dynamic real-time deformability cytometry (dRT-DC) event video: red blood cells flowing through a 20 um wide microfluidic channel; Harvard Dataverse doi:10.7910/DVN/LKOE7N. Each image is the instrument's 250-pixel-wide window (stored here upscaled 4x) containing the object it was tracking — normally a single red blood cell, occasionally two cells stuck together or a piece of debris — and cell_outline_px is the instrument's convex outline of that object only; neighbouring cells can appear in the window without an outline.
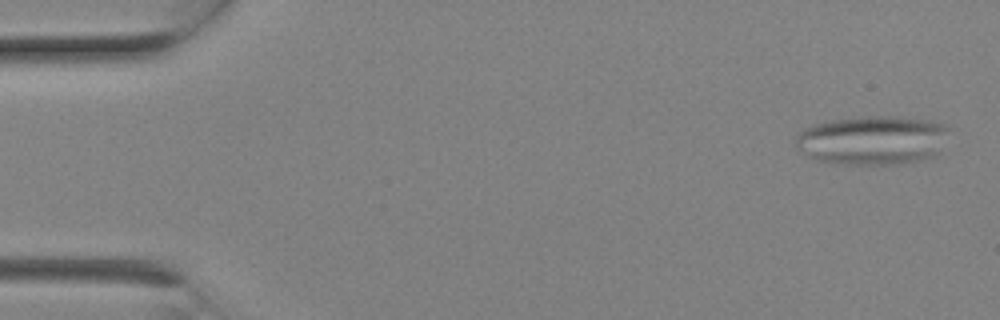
{"species": "Egyptian fruit bat (a non-hibernating species)", "species_latin": "Rousettus aegyptiacus", "temperature_condition": "room temperature", "stored_images_in_passage": 9, "camera_frame_rate_fps": 3000, "um_per_image_px": 0.085, "animal": {"sex": "female"}, "frame": {"image": 1, "passage_image": 1, "time_ms": 0.0, "image_size_px": [1000, 320], "cell_outline_px": [[948, 128], [940, 152], [936, 156], [904, 164], [840, 164], [816, 160], [808, 156], [796, 148], [796, 136], [804, 128], [816, 124], [832, 120], [860, 116], [896, 116], [932, 120]], "centroid_in_image_um": [74.16, 11.92], "position_along_channel_um": 10.8, "area_um2": 44.04}}
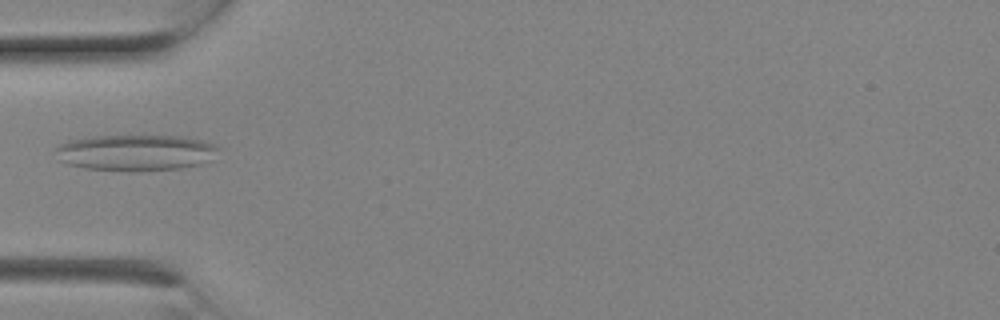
{"frame": {"image": 2, "passage_image": 7, "time_ms": 2.0, "image_size_px": [1000, 320], "cell_outline_px": [[220, 148], [208, 160], [200, 164], [180, 168], [128, 172], [84, 168], [68, 164], [60, 160], [56, 148], [60, 144], [68, 140], [92, 136], [184, 136], [216, 144]], "centroid_in_image_um": [11.52, 12.97], "position_along_channel_um": 73.5, "area_um2": 34.28}}